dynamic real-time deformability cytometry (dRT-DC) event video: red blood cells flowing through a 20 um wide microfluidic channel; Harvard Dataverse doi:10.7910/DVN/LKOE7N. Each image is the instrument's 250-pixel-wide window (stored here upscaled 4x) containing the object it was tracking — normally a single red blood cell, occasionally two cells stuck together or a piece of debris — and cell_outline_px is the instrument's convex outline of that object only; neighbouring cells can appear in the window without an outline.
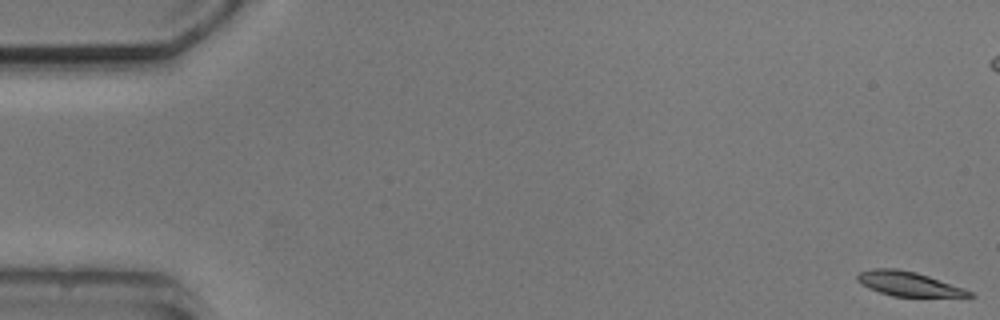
{"species": "common noctule bat (a hibernating species)", "species_latin": "Nyctalus noctula", "temperature_condition": "cold", "stored_images_in_passage": 8, "camera_frame_rate_fps": 3000, "um_per_image_px": 0.085, "animal": {"sex": "male", "body_mass_g": 20.5, "forearm_length_mm": 52.5}, "frame": {"image": 1, "passage_image": 1, "time_ms": 0.0, "image_size_px": [1000, 320], "cell_outline_px": [[976, 296], [892, 296], [868, 288], [860, 284], [856, 280], [856, 276], [860, 272], [872, 268], [896, 268], [916, 272], [964, 288], [972, 292]], "centroid_in_image_um": [77.16, 24.11], "position_along_channel_um": 7.8, "area_um2": 15.78}}